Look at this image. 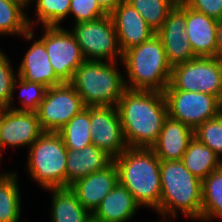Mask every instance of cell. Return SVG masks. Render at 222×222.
<instances>
[{
  "mask_svg": "<svg viewBox=\"0 0 222 222\" xmlns=\"http://www.w3.org/2000/svg\"><path fill=\"white\" fill-rule=\"evenodd\" d=\"M120 51L149 40L156 32L147 24L142 15L125 0L111 13Z\"/></svg>",
  "mask_w": 222,
  "mask_h": 222,
  "instance_id": "9a60e30c",
  "label": "cell"
},
{
  "mask_svg": "<svg viewBox=\"0 0 222 222\" xmlns=\"http://www.w3.org/2000/svg\"><path fill=\"white\" fill-rule=\"evenodd\" d=\"M117 109L128 147L151 148L169 116L164 92L158 91L126 89Z\"/></svg>",
  "mask_w": 222,
  "mask_h": 222,
  "instance_id": "6da1fadb",
  "label": "cell"
},
{
  "mask_svg": "<svg viewBox=\"0 0 222 222\" xmlns=\"http://www.w3.org/2000/svg\"><path fill=\"white\" fill-rule=\"evenodd\" d=\"M118 182V170L112 161L104 169L76 180L70 188L77 194L82 206L93 213Z\"/></svg>",
  "mask_w": 222,
  "mask_h": 222,
  "instance_id": "2e32d148",
  "label": "cell"
},
{
  "mask_svg": "<svg viewBox=\"0 0 222 222\" xmlns=\"http://www.w3.org/2000/svg\"><path fill=\"white\" fill-rule=\"evenodd\" d=\"M193 137L190 126L168 116L151 149L160 160H181Z\"/></svg>",
  "mask_w": 222,
  "mask_h": 222,
  "instance_id": "d6986e66",
  "label": "cell"
},
{
  "mask_svg": "<svg viewBox=\"0 0 222 222\" xmlns=\"http://www.w3.org/2000/svg\"><path fill=\"white\" fill-rule=\"evenodd\" d=\"M188 7L195 11L220 20L222 18V0H182Z\"/></svg>",
  "mask_w": 222,
  "mask_h": 222,
  "instance_id": "836d02e7",
  "label": "cell"
},
{
  "mask_svg": "<svg viewBox=\"0 0 222 222\" xmlns=\"http://www.w3.org/2000/svg\"><path fill=\"white\" fill-rule=\"evenodd\" d=\"M119 183L140 206L159 212L161 198L160 159L151 148L128 147L113 159Z\"/></svg>",
  "mask_w": 222,
  "mask_h": 222,
  "instance_id": "7a4b0ae2",
  "label": "cell"
},
{
  "mask_svg": "<svg viewBox=\"0 0 222 222\" xmlns=\"http://www.w3.org/2000/svg\"><path fill=\"white\" fill-rule=\"evenodd\" d=\"M135 8L147 22V24L157 32L164 24L168 13L178 3L179 0H125Z\"/></svg>",
  "mask_w": 222,
  "mask_h": 222,
  "instance_id": "83f0119b",
  "label": "cell"
},
{
  "mask_svg": "<svg viewBox=\"0 0 222 222\" xmlns=\"http://www.w3.org/2000/svg\"><path fill=\"white\" fill-rule=\"evenodd\" d=\"M222 220V166L202 181V219Z\"/></svg>",
  "mask_w": 222,
  "mask_h": 222,
  "instance_id": "4316f807",
  "label": "cell"
},
{
  "mask_svg": "<svg viewBox=\"0 0 222 222\" xmlns=\"http://www.w3.org/2000/svg\"><path fill=\"white\" fill-rule=\"evenodd\" d=\"M74 16L75 24L94 21L107 15L97 0H71L69 15Z\"/></svg>",
  "mask_w": 222,
  "mask_h": 222,
  "instance_id": "d6a6232c",
  "label": "cell"
},
{
  "mask_svg": "<svg viewBox=\"0 0 222 222\" xmlns=\"http://www.w3.org/2000/svg\"><path fill=\"white\" fill-rule=\"evenodd\" d=\"M181 161L201 181L222 166L221 158L195 137L189 141Z\"/></svg>",
  "mask_w": 222,
  "mask_h": 222,
  "instance_id": "603a6c76",
  "label": "cell"
},
{
  "mask_svg": "<svg viewBox=\"0 0 222 222\" xmlns=\"http://www.w3.org/2000/svg\"><path fill=\"white\" fill-rule=\"evenodd\" d=\"M40 40L45 44L50 64L63 82L73 79L76 69L86 60L71 31L62 26H45Z\"/></svg>",
  "mask_w": 222,
  "mask_h": 222,
  "instance_id": "8fae6325",
  "label": "cell"
},
{
  "mask_svg": "<svg viewBox=\"0 0 222 222\" xmlns=\"http://www.w3.org/2000/svg\"><path fill=\"white\" fill-rule=\"evenodd\" d=\"M90 130L92 144L103 150L112 159L128 148L123 136L117 106H91Z\"/></svg>",
  "mask_w": 222,
  "mask_h": 222,
  "instance_id": "7c38bea8",
  "label": "cell"
},
{
  "mask_svg": "<svg viewBox=\"0 0 222 222\" xmlns=\"http://www.w3.org/2000/svg\"><path fill=\"white\" fill-rule=\"evenodd\" d=\"M164 95L169 116L193 130L222 113V101L214 95L182 90H164Z\"/></svg>",
  "mask_w": 222,
  "mask_h": 222,
  "instance_id": "9c48e42d",
  "label": "cell"
},
{
  "mask_svg": "<svg viewBox=\"0 0 222 222\" xmlns=\"http://www.w3.org/2000/svg\"><path fill=\"white\" fill-rule=\"evenodd\" d=\"M89 222H99V221H97V220L91 218V220H90Z\"/></svg>",
  "mask_w": 222,
  "mask_h": 222,
  "instance_id": "74e56055",
  "label": "cell"
},
{
  "mask_svg": "<svg viewBox=\"0 0 222 222\" xmlns=\"http://www.w3.org/2000/svg\"><path fill=\"white\" fill-rule=\"evenodd\" d=\"M58 133L68 150H81L92 144L90 107H85L72 117Z\"/></svg>",
  "mask_w": 222,
  "mask_h": 222,
  "instance_id": "484cf974",
  "label": "cell"
},
{
  "mask_svg": "<svg viewBox=\"0 0 222 222\" xmlns=\"http://www.w3.org/2000/svg\"><path fill=\"white\" fill-rule=\"evenodd\" d=\"M194 137L222 157V113L200 124L194 130Z\"/></svg>",
  "mask_w": 222,
  "mask_h": 222,
  "instance_id": "4dcf8cb0",
  "label": "cell"
},
{
  "mask_svg": "<svg viewBox=\"0 0 222 222\" xmlns=\"http://www.w3.org/2000/svg\"><path fill=\"white\" fill-rule=\"evenodd\" d=\"M52 192V222H89L92 213L78 201L77 194L70 187L48 188Z\"/></svg>",
  "mask_w": 222,
  "mask_h": 222,
  "instance_id": "7402d4cb",
  "label": "cell"
},
{
  "mask_svg": "<svg viewBox=\"0 0 222 222\" xmlns=\"http://www.w3.org/2000/svg\"><path fill=\"white\" fill-rule=\"evenodd\" d=\"M124 0H97L99 6L110 14Z\"/></svg>",
  "mask_w": 222,
  "mask_h": 222,
  "instance_id": "e575fe53",
  "label": "cell"
},
{
  "mask_svg": "<svg viewBox=\"0 0 222 222\" xmlns=\"http://www.w3.org/2000/svg\"><path fill=\"white\" fill-rule=\"evenodd\" d=\"M121 63L126 69L124 79L128 77L126 89L164 92L170 83L172 67L156 34L123 52Z\"/></svg>",
  "mask_w": 222,
  "mask_h": 222,
  "instance_id": "277c9868",
  "label": "cell"
},
{
  "mask_svg": "<svg viewBox=\"0 0 222 222\" xmlns=\"http://www.w3.org/2000/svg\"><path fill=\"white\" fill-rule=\"evenodd\" d=\"M8 56L0 50V109H11L13 106V83L17 78Z\"/></svg>",
  "mask_w": 222,
  "mask_h": 222,
  "instance_id": "1f68e13d",
  "label": "cell"
},
{
  "mask_svg": "<svg viewBox=\"0 0 222 222\" xmlns=\"http://www.w3.org/2000/svg\"><path fill=\"white\" fill-rule=\"evenodd\" d=\"M17 71V76L22 79L39 83L47 88L64 83L54 72L45 44L40 39L33 42Z\"/></svg>",
  "mask_w": 222,
  "mask_h": 222,
  "instance_id": "ac0fdd59",
  "label": "cell"
},
{
  "mask_svg": "<svg viewBox=\"0 0 222 222\" xmlns=\"http://www.w3.org/2000/svg\"><path fill=\"white\" fill-rule=\"evenodd\" d=\"M217 20L186 5V38L196 57H217Z\"/></svg>",
  "mask_w": 222,
  "mask_h": 222,
  "instance_id": "e0dca14e",
  "label": "cell"
},
{
  "mask_svg": "<svg viewBox=\"0 0 222 222\" xmlns=\"http://www.w3.org/2000/svg\"><path fill=\"white\" fill-rule=\"evenodd\" d=\"M160 216L176 218L178 211L186 217L202 219V181L181 160H160ZM164 222H167L166 220Z\"/></svg>",
  "mask_w": 222,
  "mask_h": 222,
  "instance_id": "3957f363",
  "label": "cell"
},
{
  "mask_svg": "<svg viewBox=\"0 0 222 222\" xmlns=\"http://www.w3.org/2000/svg\"><path fill=\"white\" fill-rule=\"evenodd\" d=\"M42 133L36 112L0 109V158L6 146L30 147Z\"/></svg>",
  "mask_w": 222,
  "mask_h": 222,
  "instance_id": "5bb4252c",
  "label": "cell"
},
{
  "mask_svg": "<svg viewBox=\"0 0 222 222\" xmlns=\"http://www.w3.org/2000/svg\"><path fill=\"white\" fill-rule=\"evenodd\" d=\"M84 108L75 88L69 82H64L47 89L36 113L43 132H58Z\"/></svg>",
  "mask_w": 222,
  "mask_h": 222,
  "instance_id": "30bf717a",
  "label": "cell"
},
{
  "mask_svg": "<svg viewBox=\"0 0 222 222\" xmlns=\"http://www.w3.org/2000/svg\"><path fill=\"white\" fill-rule=\"evenodd\" d=\"M113 159L94 144L81 150H68L66 161V187L76 180L100 171L108 166Z\"/></svg>",
  "mask_w": 222,
  "mask_h": 222,
  "instance_id": "44dd1931",
  "label": "cell"
},
{
  "mask_svg": "<svg viewBox=\"0 0 222 222\" xmlns=\"http://www.w3.org/2000/svg\"><path fill=\"white\" fill-rule=\"evenodd\" d=\"M86 60L122 62L115 26L110 14L74 24L71 30ZM117 58V59H115Z\"/></svg>",
  "mask_w": 222,
  "mask_h": 222,
  "instance_id": "ba28073f",
  "label": "cell"
},
{
  "mask_svg": "<svg viewBox=\"0 0 222 222\" xmlns=\"http://www.w3.org/2000/svg\"><path fill=\"white\" fill-rule=\"evenodd\" d=\"M138 208L141 207L132 193L118 182L92 213V218L99 222H127Z\"/></svg>",
  "mask_w": 222,
  "mask_h": 222,
  "instance_id": "ffe728a7",
  "label": "cell"
},
{
  "mask_svg": "<svg viewBox=\"0 0 222 222\" xmlns=\"http://www.w3.org/2000/svg\"><path fill=\"white\" fill-rule=\"evenodd\" d=\"M16 88H19L20 95L18 98H20V102L22 104V107L15 106V110L18 111H34L36 112L38 110V107L41 103V101L44 99L47 87L36 83V82H29L25 79H22L21 77L17 76V78L14 80L13 83V96L15 93Z\"/></svg>",
  "mask_w": 222,
  "mask_h": 222,
  "instance_id": "f546056e",
  "label": "cell"
},
{
  "mask_svg": "<svg viewBox=\"0 0 222 222\" xmlns=\"http://www.w3.org/2000/svg\"><path fill=\"white\" fill-rule=\"evenodd\" d=\"M216 40H217V57L222 59V18L220 20H217Z\"/></svg>",
  "mask_w": 222,
  "mask_h": 222,
  "instance_id": "d590c367",
  "label": "cell"
},
{
  "mask_svg": "<svg viewBox=\"0 0 222 222\" xmlns=\"http://www.w3.org/2000/svg\"><path fill=\"white\" fill-rule=\"evenodd\" d=\"M185 27L186 4L179 0L156 32L163 43L166 59L171 67L197 58L190 41L186 38Z\"/></svg>",
  "mask_w": 222,
  "mask_h": 222,
  "instance_id": "4fadbf2b",
  "label": "cell"
},
{
  "mask_svg": "<svg viewBox=\"0 0 222 222\" xmlns=\"http://www.w3.org/2000/svg\"><path fill=\"white\" fill-rule=\"evenodd\" d=\"M29 174L43 188L66 187L67 152L58 132H43L28 147Z\"/></svg>",
  "mask_w": 222,
  "mask_h": 222,
  "instance_id": "8992f818",
  "label": "cell"
},
{
  "mask_svg": "<svg viewBox=\"0 0 222 222\" xmlns=\"http://www.w3.org/2000/svg\"><path fill=\"white\" fill-rule=\"evenodd\" d=\"M116 62L85 60L69 82L85 107L117 106L126 90L125 79Z\"/></svg>",
  "mask_w": 222,
  "mask_h": 222,
  "instance_id": "5b68a950",
  "label": "cell"
},
{
  "mask_svg": "<svg viewBox=\"0 0 222 222\" xmlns=\"http://www.w3.org/2000/svg\"><path fill=\"white\" fill-rule=\"evenodd\" d=\"M34 0H32L33 2ZM71 0H36L37 21L30 20L28 23L30 29L36 26V22H41L45 26H60L61 21L69 15Z\"/></svg>",
  "mask_w": 222,
  "mask_h": 222,
  "instance_id": "f1b7e54d",
  "label": "cell"
},
{
  "mask_svg": "<svg viewBox=\"0 0 222 222\" xmlns=\"http://www.w3.org/2000/svg\"><path fill=\"white\" fill-rule=\"evenodd\" d=\"M26 6L17 0H0V35H19L33 40L34 32L30 29Z\"/></svg>",
  "mask_w": 222,
  "mask_h": 222,
  "instance_id": "cb8c5ba5",
  "label": "cell"
},
{
  "mask_svg": "<svg viewBox=\"0 0 222 222\" xmlns=\"http://www.w3.org/2000/svg\"><path fill=\"white\" fill-rule=\"evenodd\" d=\"M17 173H0V222H19L21 217L20 189Z\"/></svg>",
  "mask_w": 222,
  "mask_h": 222,
  "instance_id": "d4e9b609",
  "label": "cell"
},
{
  "mask_svg": "<svg viewBox=\"0 0 222 222\" xmlns=\"http://www.w3.org/2000/svg\"><path fill=\"white\" fill-rule=\"evenodd\" d=\"M165 90L202 92L222 101V59L197 57L172 66L170 83Z\"/></svg>",
  "mask_w": 222,
  "mask_h": 222,
  "instance_id": "52a82bcc",
  "label": "cell"
},
{
  "mask_svg": "<svg viewBox=\"0 0 222 222\" xmlns=\"http://www.w3.org/2000/svg\"><path fill=\"white\" fill-rule=\"evenodd\" d=\"M17 1L21 2L22 4H24L27 7L28 4H31L32 0H17Z\"/></svg>",
  "mask_w": 222,
  "mask_h": 222,
  "instance_id": "8d00e7d4",
  "label": "cell"
}]
</instances>
